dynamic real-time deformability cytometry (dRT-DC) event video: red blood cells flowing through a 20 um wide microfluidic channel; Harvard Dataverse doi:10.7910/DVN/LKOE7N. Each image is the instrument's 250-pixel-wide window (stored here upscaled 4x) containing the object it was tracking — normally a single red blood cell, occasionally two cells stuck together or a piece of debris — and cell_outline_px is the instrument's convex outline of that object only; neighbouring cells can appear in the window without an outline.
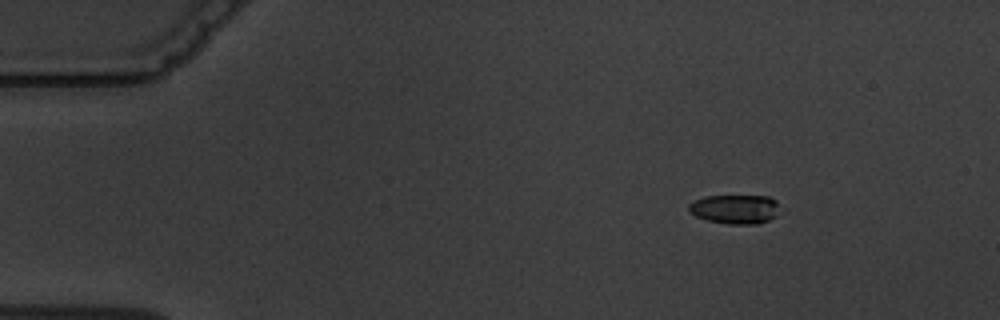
{"species": "common noctule bat (a hibernating species)", "species_latin": "Nyctalus noctula", "temperature_condition": "warm", "stored_images_in_passage": 6, "camera_frame_rate_fps": 3000, "um_per_image_px": 0.085, "animal": {"sex": "male", "body_mass_g": 19.5, "forearm_length_mm": 54.6}, "frame": {"image": 1, "passage_image": 3, "time_ms": 2.333, "image_size_px": [1000, 320], "cell_outline_px": [[788, 208], [784, 212], [768, 220], [756, 224], [728, 224], [708, 220], [696, 216], [688, 212], [688, 204], [692, 200], [704, 196], [768, 196], [776, 200]], "centroid_in_image_um": [62.59, 17.76], "position_along_channel_um": 22.4, "area_um2": 16.18}}
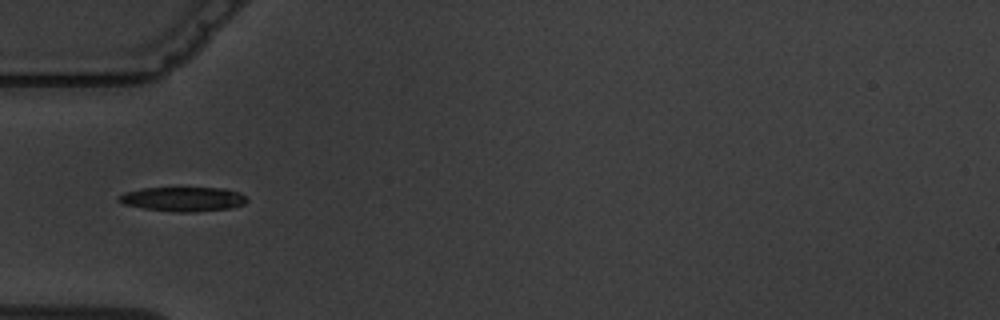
{"frame": {"image": 2, "passage_image": 6, "time_ms": 6.0, "image_size_px": [1000, 320], "cell_outline_px": [[248, 200], [244, 204], [232, 208], [196, 212], [176, 212], [144, 208], [124, 204], [116, 200], [124, 192], [140, 188], [224, 188], [236, 192], [244, 196]], "centroid_in_image_um": [15.55, 16.93], "position_along_channel_um": 69.4, "area_um2": 18.15}}